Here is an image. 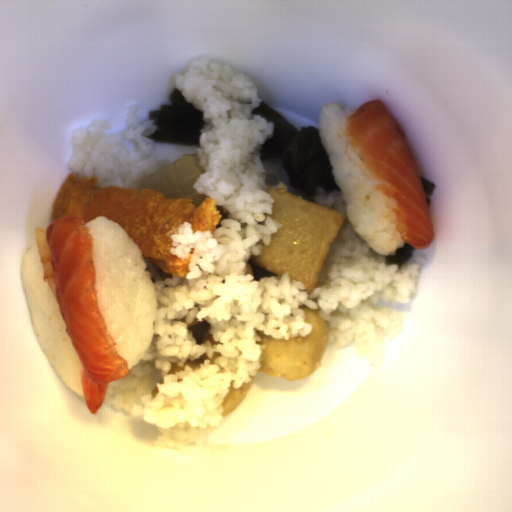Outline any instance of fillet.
<instances>
[{"label":"fillet","instance_id":"obj_1","mask_svg":"<svg viewBox=\"0 0 512 512\" xmlns=\"http://www.w3.org/2000/svg\"><path fill=\"white\" fill-rule=\"evenodd\" d=\"M78 215L58 218L45 230L54 272L58 312L64 332L82 362V373L109 387L129 375V361L118 353L99 309L94 237L90 225Z\"/></svg>","mask_w":512,"mask_h":512},{"label":"fillet","instance_id":"obj_2","mask_svg":"<svg viewBox=\"0 0 512 512\" xmlns=\"http://www.w3.org/2000/svg\"><path fill=\"white\" fill-rule=\"evenodd\" d=\"M344 136L358 153L373 189L396 206L391 208L399 237L417 250L435 242V231L419 165L406 141V133L386 104L371 99L358 105L345 121Z\"/></svg>","mask_w":512,"mask_h":512}]
</instances>
